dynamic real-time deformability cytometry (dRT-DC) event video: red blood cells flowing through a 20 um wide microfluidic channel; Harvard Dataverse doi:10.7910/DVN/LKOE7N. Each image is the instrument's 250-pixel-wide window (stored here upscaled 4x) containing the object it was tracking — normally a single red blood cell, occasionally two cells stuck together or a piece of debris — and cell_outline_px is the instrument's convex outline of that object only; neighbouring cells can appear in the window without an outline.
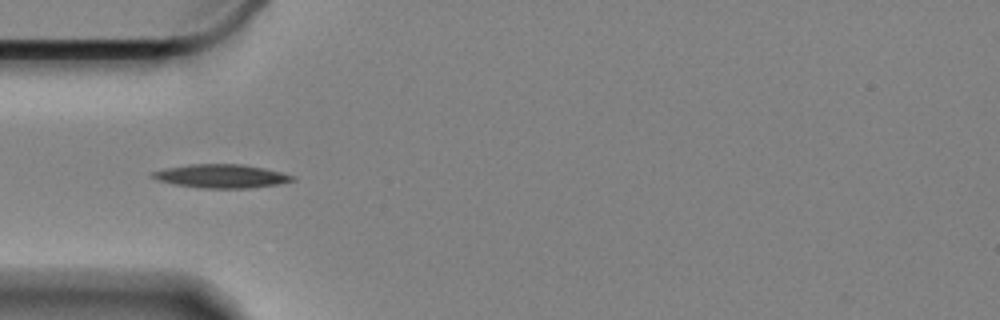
{"species": "Egyptian fruit bat (a non-hibernating species)", "species_latin": "Rousettus aegyptiacus", "temperature_condition": "cold", "stored_images_in_passage": 43, "camera_frame_rate_fps": 3000, "um_per_image_px": 0.085, "animal": {"sex": "female"}, "frame": {"image": 1, "passage_image": 1, "time_ms": 0.0, "image_size_px": [1000, 320], "cell_outline_px": [[296, 180], [276, 184], [248, 188], [200, 188], [176, 184], [156, 180], [152, 176], [152, 172], [164, 168], [192, 164], [244, 164], [264, 168], [296, 176]], "centroid_in_image_um": [18.82, 14.96], "position_along_channel_um": 66.2, "area_um2": 19.13}}
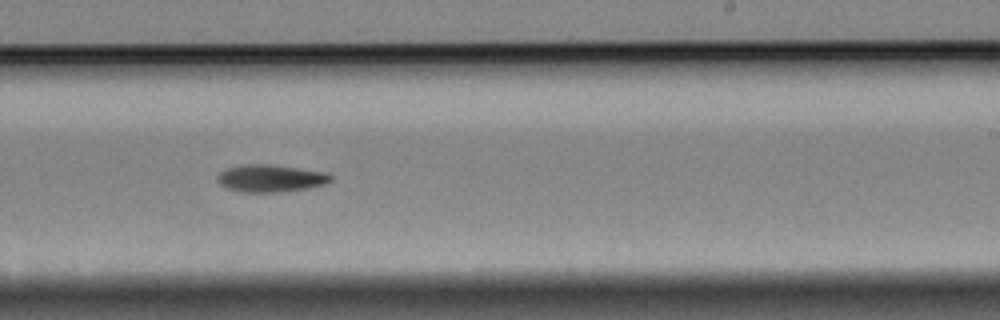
{"frame": {"image": 2, "passage_image": 19, "time_ms": 6.0, "image_size_px": [1000, 320], "cell_outline_px": [[332, 180], [328, 184], [308, 188], [280, 192], [240, 192], [228, 188], [220, 184], [216, 180], [216, 176], [224, 168], [244, 164], [268, 164], [328, 172], [332, 176]], "centroid_in_image_um": [23.0, 15.15], "position_along_channel_um": 266.0, "area_um2": 18.32}}
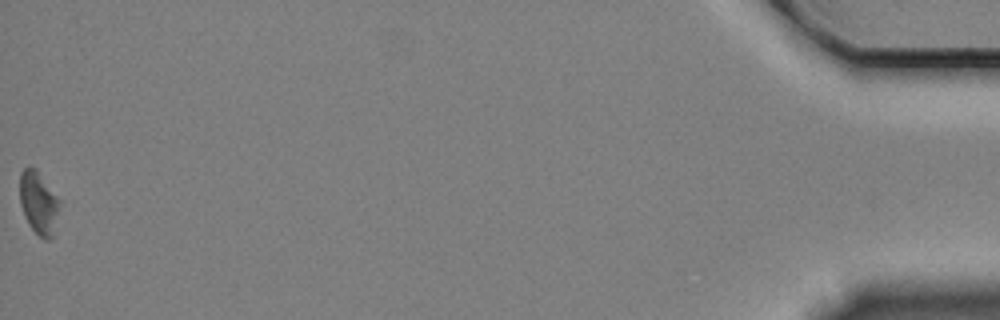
{"frame": {"image": 3, "passage_image": 43, "time_ms": 14.0, "image_size_px": [1000, 320], "cell_outline_px": [[60, 204], [52, 236], [48, 240], [44, 240], [28, 224], [24, 216], [20, 204], [20, 172], [28, 164], [36, 168], [60, 200]], "centroid_in_image_um": [3.26, 17.19], "position_along_channel_um": 431.9, "area_um2": 14.57}, "authors_computed_cell_mechanics": {"area_um2": 17.34, "velocity_mm_per_s": 3.3212, "shape_relaxation_time_tau1_ms": 2.9707, "shape_relaxation_time_tau2_ms": null, "deformation_change_tau1": 0.1335, "deformation_change_tau2": null}}